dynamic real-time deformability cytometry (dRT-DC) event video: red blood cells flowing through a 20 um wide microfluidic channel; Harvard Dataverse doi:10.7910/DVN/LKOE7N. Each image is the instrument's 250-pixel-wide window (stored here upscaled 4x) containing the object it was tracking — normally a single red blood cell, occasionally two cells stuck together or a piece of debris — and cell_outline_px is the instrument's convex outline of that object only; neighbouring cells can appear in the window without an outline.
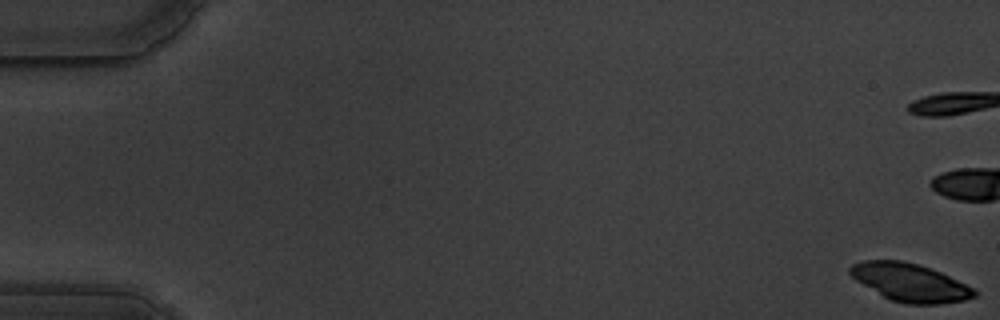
{"species": "common noctule bat (a hibernating species)", "species_latin": "Nyctalus noctula", "temperature_condition": "warm", "stored_images_in_passage": 59, "camera_frame_rate_fps": 3000, "um_per_image_px": 0.085, "animal": {"sex": "male", "body_mass_g": 19.5, "forearm_length_mm": 54.6}, "frame": {"image": 1, "passage_image": 1, "time_ms": 0.0, "image_size_px": [1000, 320], "cell_outline_px": [[976, 296], [964, 300], [940, 304], [904, 304], [892, 300], [884, 296], [856, 280], [848, 272], [848, 268], [852, 264], [864, 260], [900, 260], [920, 264], [940, 272], [972, 288], [976, 292]], "centroid_in_image_um": [77.32, 24.0], "position_along_channel_um": 7.7, "area_um2": 27.17}}